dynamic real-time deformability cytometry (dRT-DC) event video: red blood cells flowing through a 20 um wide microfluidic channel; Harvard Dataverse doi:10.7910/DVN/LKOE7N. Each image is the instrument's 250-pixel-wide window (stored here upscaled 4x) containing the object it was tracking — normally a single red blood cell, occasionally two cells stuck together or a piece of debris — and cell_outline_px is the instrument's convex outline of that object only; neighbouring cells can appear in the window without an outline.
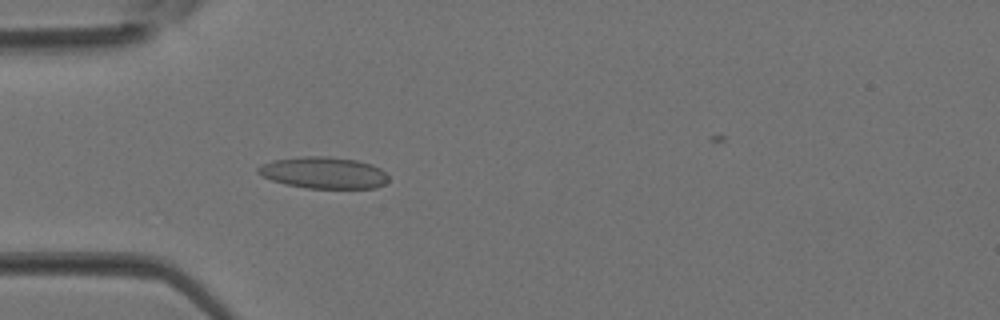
{"species": "Egyptian fruit bat (a non-hibernating species)", "species_latin": "Rousettus aegyptiacus", "temperature_condition": "room temperature", "stored_images_in_passage": 4, "camera_frame_rate_fps": 3000, "um_per_image_px": 0.085, "animal": {"sex": "female"}, "frame": {"image": 1, "passage_image": 4, "time_ms": 1.0, "image_size_px": [1000, 320], "cell_outline_px": [[388, 180], [384, 184], [376, 188], [308, 188], [284, 184], [272, 180], [256, 172], [256, 168], [260, 164], [272, 160], [300, 156], [328, 156], [356, 160], [372, 164], [380, 168], [388, 176]], "centroid_in_image_um": [27.49, 14.67], "position_along_channel_um": 57.5, "area_um2": 24.16}}